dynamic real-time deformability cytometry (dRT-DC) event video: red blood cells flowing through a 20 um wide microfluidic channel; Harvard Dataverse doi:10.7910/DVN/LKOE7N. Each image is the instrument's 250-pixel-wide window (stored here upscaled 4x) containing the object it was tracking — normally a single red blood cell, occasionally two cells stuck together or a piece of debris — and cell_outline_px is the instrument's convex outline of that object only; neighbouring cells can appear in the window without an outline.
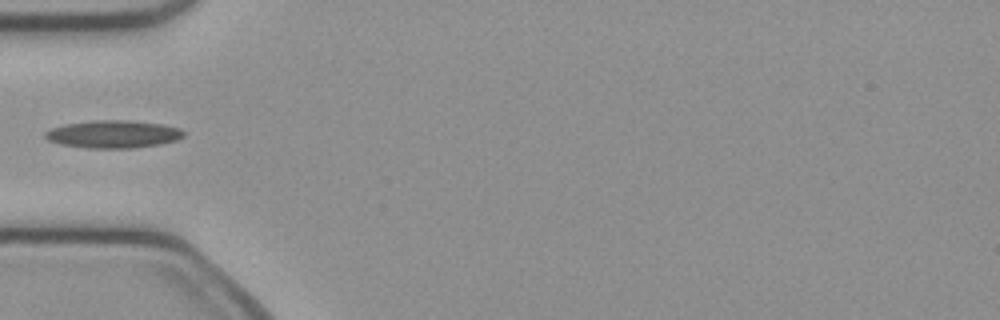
{"species": "common noctule bat (a hibernating species)", "species_latin": "Nyctalus noctula", "temperature_condition": "cold", "stored_images_in_passage": 35, "camera_frame_rate_fps": 3000, "um_per_image_px": 0.085, "animal": {"sex": "female", "body_mass_g": 21.9}, "frame": {"image": 1, "passage_image": 1, "time_ms": 0.0, "image_size_px": [1000, 320], "cell_outline_px": [[184, 136], [176, 140], [160, 144], [132, 148], [88, 148], [60, 144], [48, 140], [44, 136], [44, 132], [52, 128], [64, 124], [92, 120], [128, 120], [164, 124], [180, 128], [184, 132]], "centroid_in_image_um": [9.62, 11.4], "position_along_channel_um": 75.4, "area_um2": 22.43}}
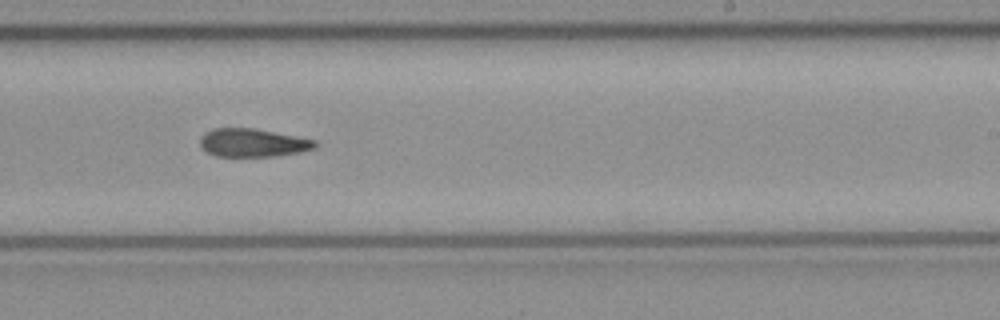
{"frame": {"image": 2, "passage_image": 15, "time_ms": 4.667, "image_size_px": [1000, 320], "cell_outline_px": [[320, 144], [316, 148], [300, 152], [276, 156], [216, 156], [200, 148], [200, 136], [204, 132], [212, 128], [252, 128], [296, 136], [316, 140]], "centroid_in_image_um": [21.48, 12.13], "position_along_channel_um": 267.5, "area_um2": 19.07}}
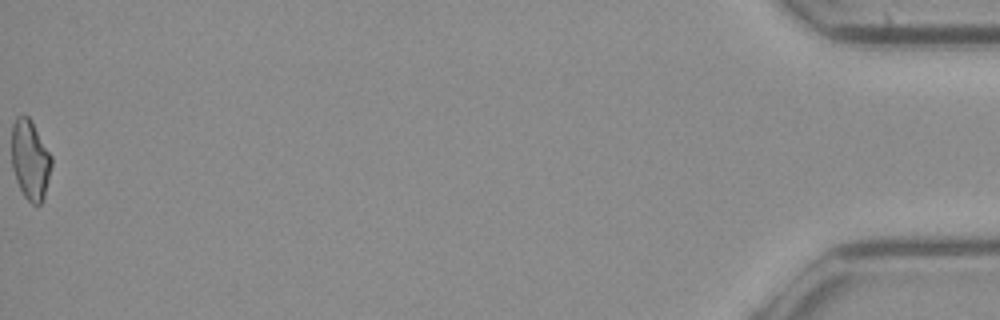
{"frame": {"image": 3, "passage_image": 35, "time_ms": 11.333, "image_size_px": [1000, 320], "cell_outline_px": [[52, 164], [44, 196], [40, 204], [32, 204], [24, 196], [16, 180], [12, 168], [12, 124], [16, 116], [28, 116], [32, 120], [52, 156]], "centroid_in_image_um": [2.56, 13.56], "position_along_channel_um": 432.6, "area_um2": 18.55}}